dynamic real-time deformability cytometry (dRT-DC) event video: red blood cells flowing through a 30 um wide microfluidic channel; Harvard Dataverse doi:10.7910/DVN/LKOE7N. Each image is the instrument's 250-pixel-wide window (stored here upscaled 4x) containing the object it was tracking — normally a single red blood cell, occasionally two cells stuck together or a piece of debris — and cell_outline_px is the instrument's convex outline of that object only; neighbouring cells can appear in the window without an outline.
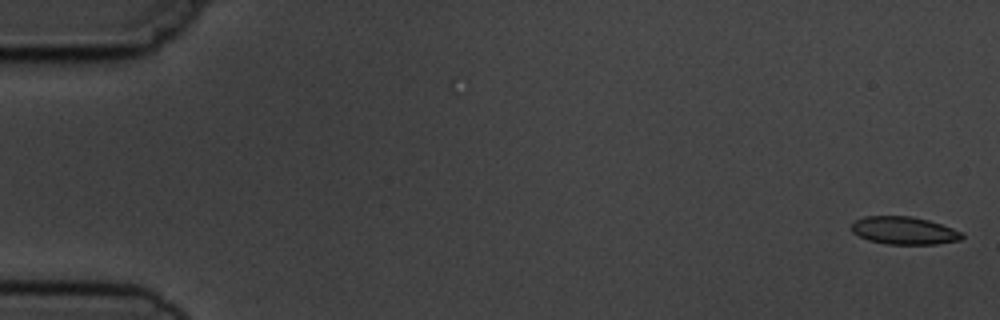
{"species": "common noctule bat (a hibernating species)", "species_latin": "Nyctalus noctula", "temperature_condition": "cold", "stored_images_in_passage": 7, "camera_frame_rate_fps": 3000, "um_per_image_px": 0.085, "animal": {"sex": "male", "body_mass_g": 19.5, "forearm_length_mm": 54.6}, "frame": {"image": 1, "passage_image": 1, "time_ms": 0.0, "image_size_px": [1000, 320], "cell_outline_px": [[964, 236], [960, 240], [936, 244], [888, 244], [868, 240], [852, 232], [852, 224], [856, 220], [864, 216], [912, 216], [928, 220], [952, 228], [960, 232]], "centroid_in_image_um": [76.83, 19.59], "position_along_channel_um": 8.2, "area_um2": 17.69}}
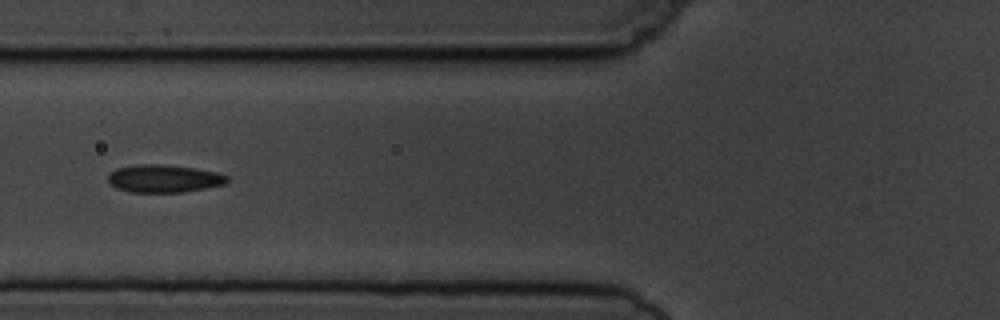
{"frame": {"image": 2, "passage_image": 7, "time_ms": 6.667, "image_size_px": [1000, 320], "cell_outline_px": [[228, 180], [224, 184], [184, 192], [128, 192], [116, 188], [108, 180], [108, 176], [116, 168], [140, 164], [160, 164], [196, 168], [216, 172], [228, 176]], "centroid_in_image_um": [13.93, 15.18], "position_along_channel_um": 111.9, "area_um2": 19.13}}